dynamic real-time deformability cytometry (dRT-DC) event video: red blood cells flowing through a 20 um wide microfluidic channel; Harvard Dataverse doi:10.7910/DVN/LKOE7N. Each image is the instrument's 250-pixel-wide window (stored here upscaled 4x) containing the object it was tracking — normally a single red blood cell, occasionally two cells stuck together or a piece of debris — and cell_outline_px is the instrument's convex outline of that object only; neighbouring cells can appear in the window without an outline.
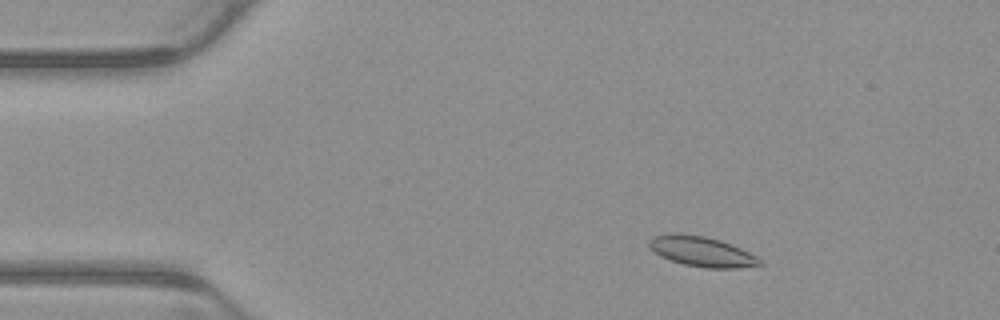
{"species": "common noctule bat (a hibernating species)", "species_latin": "Nyctalus noctula", "temperature_condition": "warm", "stored_images_in_passage": 5, "camera_frame_rate_fps": 3000, "um_per_image_px": 0.085, "animal": {"sex": "male", "body_mass_g": 23.1, "forearm_length_mm": 52.7}, "frame": {"image": 1, "passage_image": 2, "time_ms": 0.333, "image_size_px": [1000, 320], "cell_outline_px": [[764, 264], [736, 268], [704, 268], [684, 264], [660, 256], [648, 248], [648, 240], [656, 236], [672, 232], [704, 236], [720, 240], [740, 248], [764, 260]], "centroid_in_image_um": [59.64, 21.38], "position_along_channel_um": 25.4, "area_um2": 19.42}}